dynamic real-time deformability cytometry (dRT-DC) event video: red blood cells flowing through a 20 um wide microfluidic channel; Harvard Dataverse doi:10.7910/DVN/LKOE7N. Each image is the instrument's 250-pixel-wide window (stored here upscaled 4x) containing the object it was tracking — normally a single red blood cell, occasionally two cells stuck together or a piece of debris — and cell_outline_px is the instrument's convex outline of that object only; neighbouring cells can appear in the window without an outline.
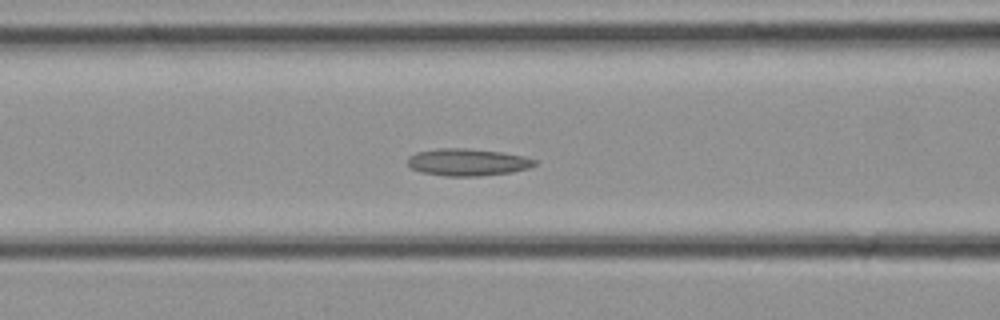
{"species": "common noctule bat (a hibernating species)", "species_latin": "Nyctalus noctula", "temperature_condition": "cold", "stored_images_in_passage": 34, "camera_frame_rate_fps": 3000, "um_per_image_px": 0.085, "animal": {"sex": "female", "body_mass_g": 21.9}, "frame": {"image": 1, "passage_image": 13, "time_ms": 4.0, "image_size_px": [1000, 320], "cell_outline_px": [[536, 164], [528, 168], [512, 172], [480, 176], [444, 176], [420, 172], [412, 168], [408, 164], [408, 156], [416, 152], [436, 148], [464, 148], [500, 152], [524, 156], [536, 160]], "centroid_in_image_um": [39.71, 13.79], "position_along_channel_um": 126.9, "area_um2": 20.11}}
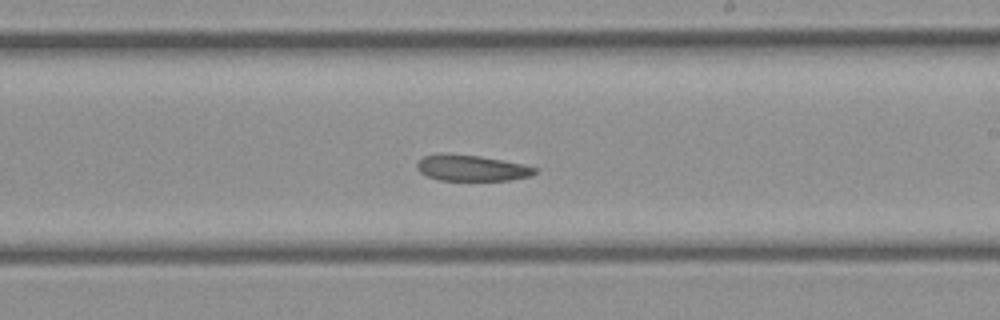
{"frame": {"image": 2, "passage_image": 19, "time_ms": 6.0, "image_size_px": [1000, 320], "cell_outline_px": [[536, 172], [532, 176], [508, 180], [440, 180], [428, 176], [420, 172], [416, 168], [416, 164], [424, 156], [440, 152], [480, 156], [504, 160], [524, 164], [536, 168]], "centroid_in_image_um": [40.07, 14.26], "position_along_channel_um": 248.9, "area_um2": 17.98}}
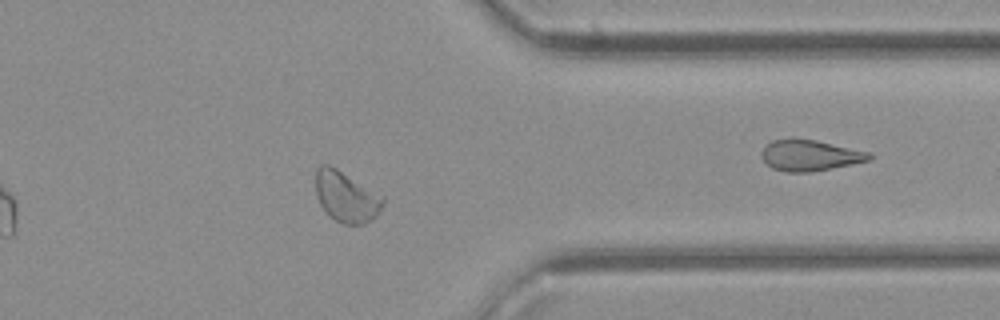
{"frame": {"image": 3, "passage_image": 26, "time_ms": 8.333, "image_size_px": [1000, 320], "cell_outline_px": [[384, 204], [376, 216], [372, 220], [364, 224], [344, 224], [328, 216], [320, 204], [316, 192], [316, 168], [320, 164], [328, 164], [336, 168], [384, 196]], "centroid_in_image_um": [29.43, 16.72], "position_along_channel_um": 382.0, "area_um2": 19.94}}